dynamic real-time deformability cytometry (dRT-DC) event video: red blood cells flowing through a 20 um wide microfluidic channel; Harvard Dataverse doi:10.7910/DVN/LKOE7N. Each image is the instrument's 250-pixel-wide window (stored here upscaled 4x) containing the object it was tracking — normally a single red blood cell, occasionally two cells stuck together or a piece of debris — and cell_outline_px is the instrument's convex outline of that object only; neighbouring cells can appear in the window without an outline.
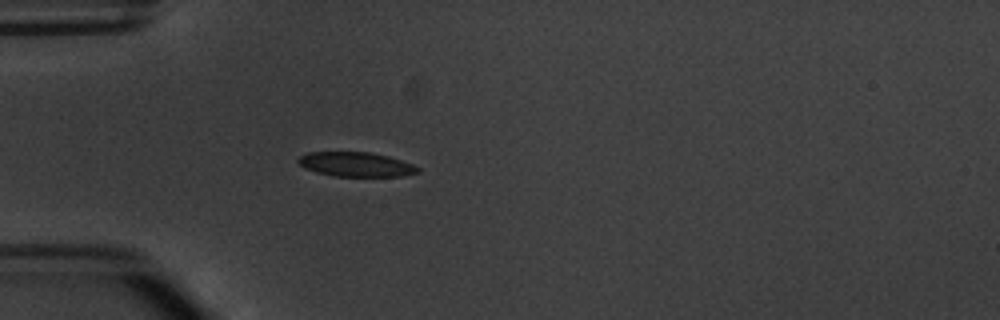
{"species": "common noctule bat (a hibernating species)", "species_latin": "Nyctalus noctula", "temperature_condition": "warm", "stored_images_in_passage": 3, "camera_frame_rate_fps": 3000, "um_per_image_px": 0.085, "animal": {"sex": "male", "body_mass_g": 20.1, "forearm_length_mm": 53.5}, "frame": {"image": 1, "passage_image": 3, "time_ms": 3.333, "image_size_px": [1000, 320], "cell_outline_px": [[420, 172], [404, 176], [336, 176], [316, 172], [304, 168], [296, 160], [300, 156], [308, 152], [368, 152], [388, 156], [412, 164], [420, 168]], "centroid_in_image_um": [30.25, 13.97], "position_along_channel_um": 54.7, "area_um2": 16.99}}